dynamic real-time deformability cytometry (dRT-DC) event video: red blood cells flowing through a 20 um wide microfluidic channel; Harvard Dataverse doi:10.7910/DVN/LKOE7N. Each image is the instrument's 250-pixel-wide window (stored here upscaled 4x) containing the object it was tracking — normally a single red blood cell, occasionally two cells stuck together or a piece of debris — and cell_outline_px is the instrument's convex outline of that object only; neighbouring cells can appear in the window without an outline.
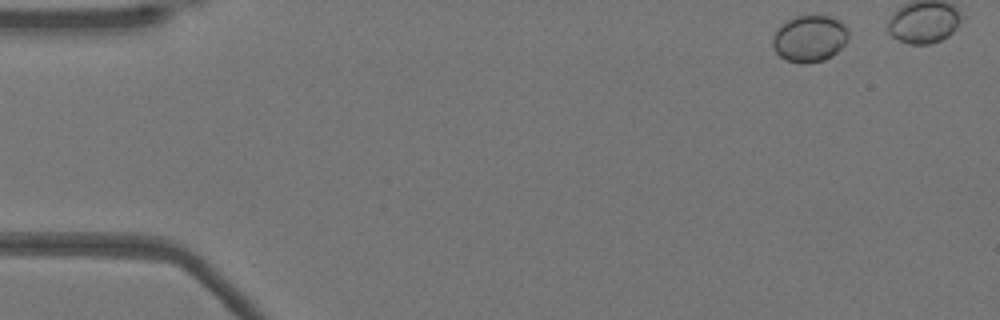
{"species": "Egyptian fruit bat (a non-hibernating species)", "species_latin": "Rousettus aegyptiacus", "temperature_condition": "warm", "stored_images_in_passage": 19, "camera_frame_rate_fps": 3000, "um_per_image_px": 0.085, "animal": {"sex": "female"}, "frame": {"image": 1, "passage_image": 1, "time_ms": 0.0, "image_size_px": [1000, 320], "cell_outline_px": [[848, 40], [832, 56], [824, 60], [804, 64], [800, 64], [788, 60], [780, 56], [772, 48], [772, 36], [788, 20], [796, 16], [832, 16], [840, 20], [844, 24], [848, 32]], "centroid_in_image_um": [68.83, 3.29], "position_along_channel_um": 16.2, "area_um2": 20.52}}